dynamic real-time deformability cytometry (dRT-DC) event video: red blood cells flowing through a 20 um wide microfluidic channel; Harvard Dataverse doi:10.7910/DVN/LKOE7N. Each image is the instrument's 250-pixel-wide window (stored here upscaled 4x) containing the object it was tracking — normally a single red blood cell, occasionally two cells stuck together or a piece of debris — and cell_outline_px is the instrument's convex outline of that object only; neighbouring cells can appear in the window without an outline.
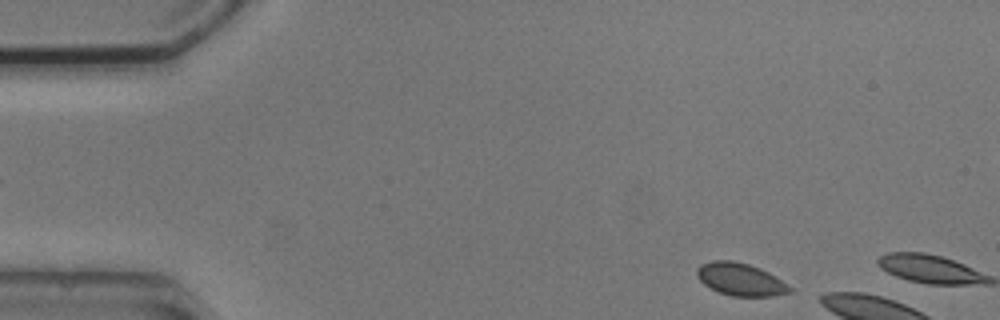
{"species": "common noctule bat (a hibernating species)", "species_latin": "Nyctalus noctula", "temperature_condition": "cold", "stored_images_in_passage": 5, "segment_of_instrument_passage": [2, 2], "camera_frame_rate_fps": 3000, "um_per_image_px": 0.085, "animal": {"sex": "male", "body_mass_g": 20.5, "forearm_length_mm": 52.5}, "frame": {"image": 1, "passage_image": 5, "time_ms": 4.333, "image_size_px": [1000, 320], "cell_outline_px": [[792, 292], [772, 296], [732, 296], [720, 292], [704, 284], [696, 276], [696, 268], [700, 264], [712, 260], [732, 260], [748, 264], [760, 268], [768, 272], [792, 288]], "centroid_in_image_um": [62.9, 23.73], "position_along_channel_um": 22.1, "area_um2": 17.51}}